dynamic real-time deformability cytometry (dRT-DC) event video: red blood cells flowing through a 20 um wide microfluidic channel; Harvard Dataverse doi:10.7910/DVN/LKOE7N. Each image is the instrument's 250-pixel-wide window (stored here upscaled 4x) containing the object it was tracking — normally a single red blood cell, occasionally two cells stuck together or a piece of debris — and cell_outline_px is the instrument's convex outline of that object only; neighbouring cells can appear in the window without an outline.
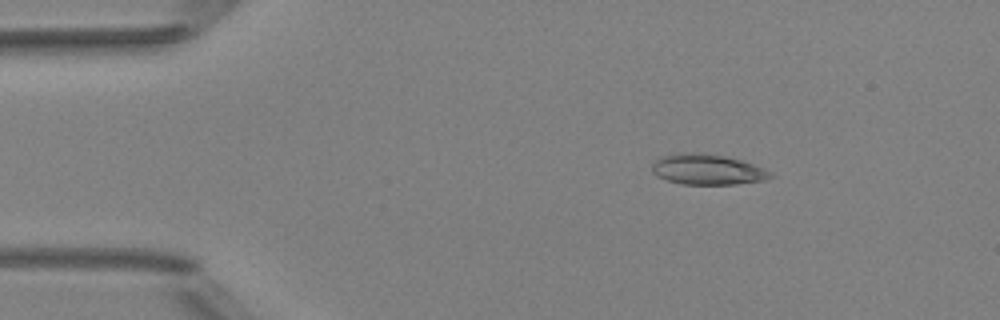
{"species": "Egyptian fruit bat (a non-hibernating species)", "species_latin": "Rousettus aegyptiacus", "temperature_condition": "room temperature", "stored_images_in_passage": 6, "camera_frame_rate_fps": 3000, "um_per_image_px": 0.085, "animal": {"sex": "female"}, "frame": {"image": 1, "passage_image": 3, "time_ms": 2.333, "image_size_px": [1000, 320], "cell_outline_px": [[772, 176], [764, 180], [732, 184], [680, 184], [656, 176], [652, 172], [652, 164], [660, 156], [684, 152], [704, 152], [724, 156], [740, 160], [764, 168], [772, 172]], "centroid_in_image_um": [60.09, 14.39], "position_along_channel_um": 24.9, "area_um2": 21.04}}
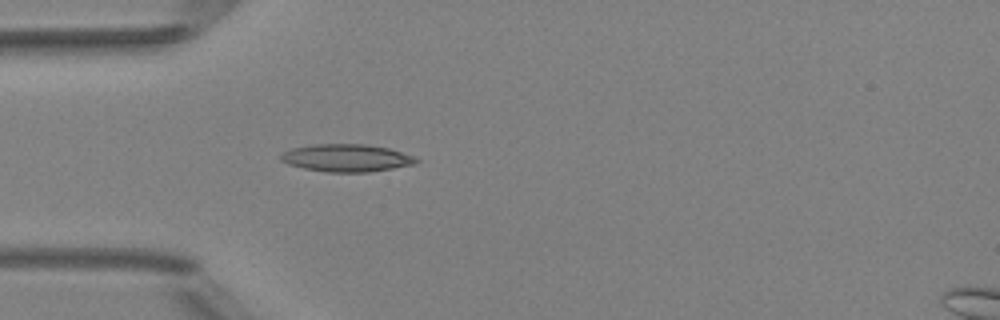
{"frame": {"image": 2, "passage_image": 5, "time_ms": 4.667, "image_size_px": [1000, 320], "cell_outline_px": [[420, 160], [412, 164], [392, 168], [368, 172], [324, 172], [304, 168], [288, 164], [280, 160], [280, 156], [284, 152], [292, 148], [312, 144], [368, 144], [388, 148], [416, 156]], "centroid_in_image_um": [29.45, 13.42], "position_along_channel_um": 55.6, "area_um2": 21.73}}